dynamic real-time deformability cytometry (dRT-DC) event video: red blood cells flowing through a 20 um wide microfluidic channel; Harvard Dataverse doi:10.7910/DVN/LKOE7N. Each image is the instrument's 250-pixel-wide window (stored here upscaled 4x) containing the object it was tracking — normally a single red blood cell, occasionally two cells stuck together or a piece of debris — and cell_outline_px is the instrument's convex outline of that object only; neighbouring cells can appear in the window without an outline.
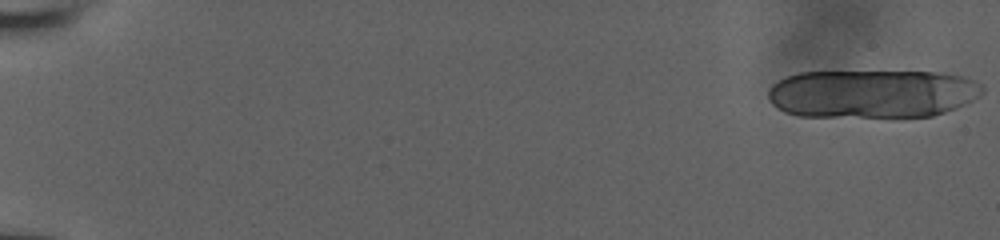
{"species": "human", "species_latin": "Homo sapiens", "temperature_condition": "room temperature", "stored_images_in_passage": 17, "camera_frame_rate_fps": 3000, "um_per_image_px": 0.085, "donor": {"sex": "male"}, "frame": {"image": 1, "passage_image": 1, "time_ms": 0.0, "image_size_px": [1000, 240], "cell_outline_px": [[984, 92], [972, 100], [956, 108], [932, 116], [800, 116], [784, 112], [772, 104], [768, 100], [768, 88], [772, 84], [784, 76], [800, 72], [940, 72], [960, 76], [984, 84]], "centroid_in_image_um": [74.11, 7.95], "position_along_channel_um": 10.9, "area_um2": 60.52}}
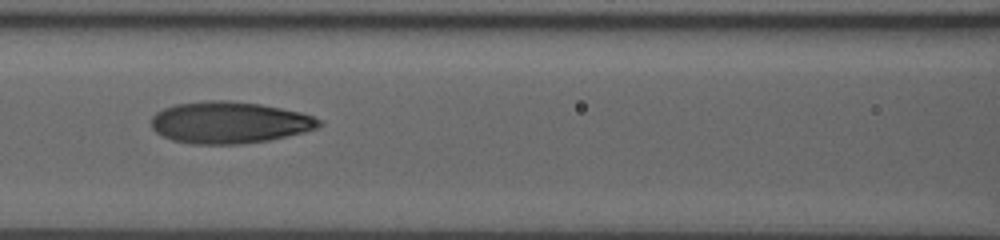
{"frame": {"image": 2, "passage_image": 12, "time_ms": 9.333, "image_size_px": [1000, 240], "cell_outline_px": [[324, 124], [316, 128], [304, 132], [268, 140], [240, 144], [188, 144], [172, 140], [156, 132], [152, 128], [152, 116], [156, 112], [164, 108], [176, 104], [208, 100], [224, 100], [260, 104], [300, 112], [312, 116], [320, 120]], "centroid_in_image_um": [19.48, 10.41], "position_along_channel_um": 147.1, "area_um2": 40.69}}
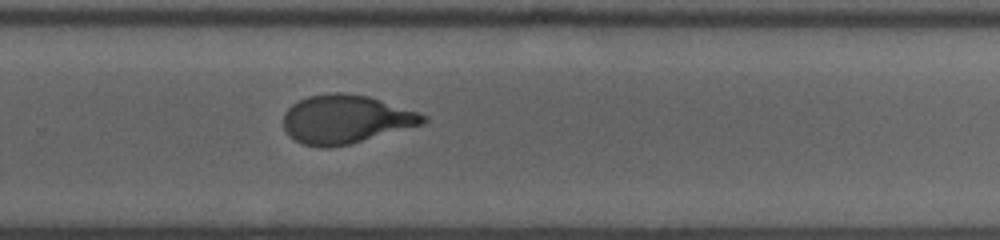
{"frame": {"image": 3, "passage_image": 17, "time_ms": 13.333, "image_size_px": [1000, 240], "cell_outline_px": [[428, 120], [424, 124], [348, 144], [328, 148], [320, 148], [304, 144], [288, 136], [284, 128], [284, 112], [292, 104], [308, 96], [328, 92], [344, 92], [368, 96], [428, 116]], "centroid_in_image_um": [29.35, 10.13], "position_along_channel_um": 300.4, "area_um2": 39.36}}